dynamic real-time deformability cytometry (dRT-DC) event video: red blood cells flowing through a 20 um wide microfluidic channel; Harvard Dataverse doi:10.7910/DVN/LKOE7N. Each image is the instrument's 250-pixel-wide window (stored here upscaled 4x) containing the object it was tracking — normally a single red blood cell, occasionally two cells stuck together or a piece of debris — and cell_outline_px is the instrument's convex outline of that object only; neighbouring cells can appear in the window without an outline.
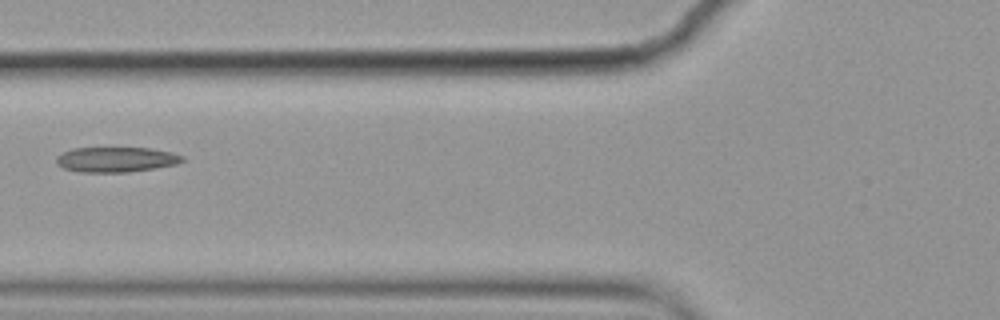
{"species": "common noctule bat (a hibernating species)", "species_latin": "Nyctalus noctula", "temperature_condition": "cold", "stored_images_in_passage": 8, "camera_frame_rate_fps": 3000, "um_per_image_px": 0.085, "animal": {"sex": "female", "body_mass_g": 19.9}, "frame": {"image": 1, "passage_image": 5, "time_ms": 1.333, "image_size_px": [1000, 320], "cell_outline_px": [[184, 160], [176, 164], [156, 168], [128, 172], [80, 172], [64, 168], [56, 164], [56, 156], [72, 148], [148, 148], [172, 152], [184, 156]], "centroid_in_image_um": [9.87, 13.56], "position_along_channel_um": 115.9, "area_um2": 18.44}}
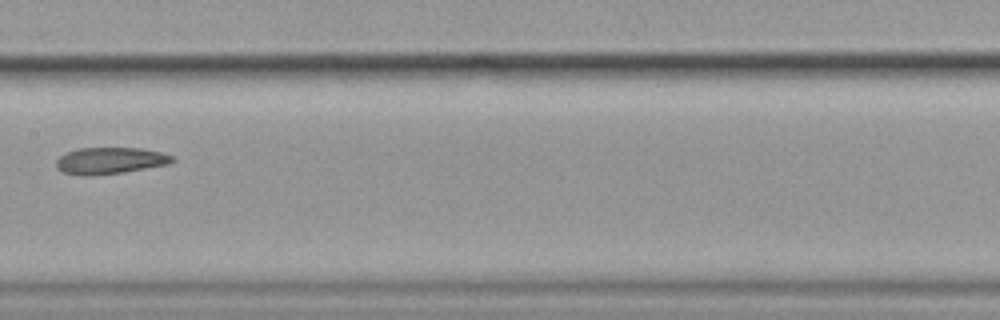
{"frame": {"image": 2, "passage_image": 7, "time_ms": 2.0, "image_size_px": [1000, 320], "cell_outline_px": [[176, 160], [168, 164], [124, 172], [92, 176], [80, 176], [60, 172], [56, 168], [56, 160], [64, 152], [76, 148], [140, 148], [160, 152], [176, 156]], "centroid_in_image_um": [9.31, 13.66], "position_along_channel_um": 198.1, "area_um2": 18.38}}
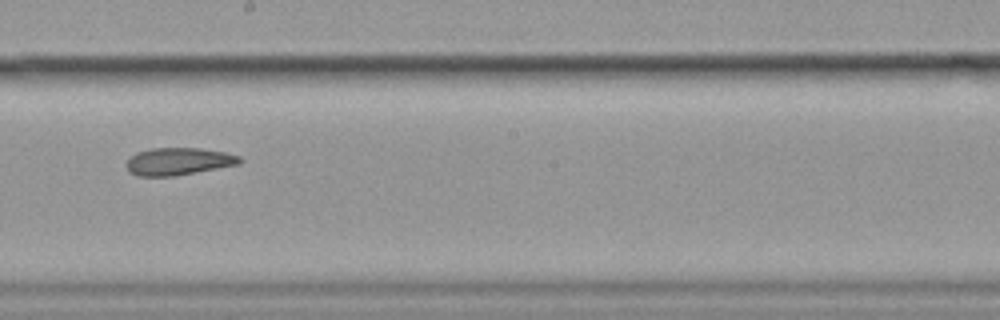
{"frame": {"image": 3, "passage_image": 8, "time_ms": 2.333, "image_size_px": [1000, 320], "cell_outline_px": [[244, 160], [240, 164], [176, 176], [136, 176], [128, 172], [124, 164], [136, 152], [152, 148], [200, 148], [224, 152], [240, 156]], "centroid_in_image_um": [15.16, 13.73], "position_along_channel_um": 233.0, "area_um2": 18.32}}